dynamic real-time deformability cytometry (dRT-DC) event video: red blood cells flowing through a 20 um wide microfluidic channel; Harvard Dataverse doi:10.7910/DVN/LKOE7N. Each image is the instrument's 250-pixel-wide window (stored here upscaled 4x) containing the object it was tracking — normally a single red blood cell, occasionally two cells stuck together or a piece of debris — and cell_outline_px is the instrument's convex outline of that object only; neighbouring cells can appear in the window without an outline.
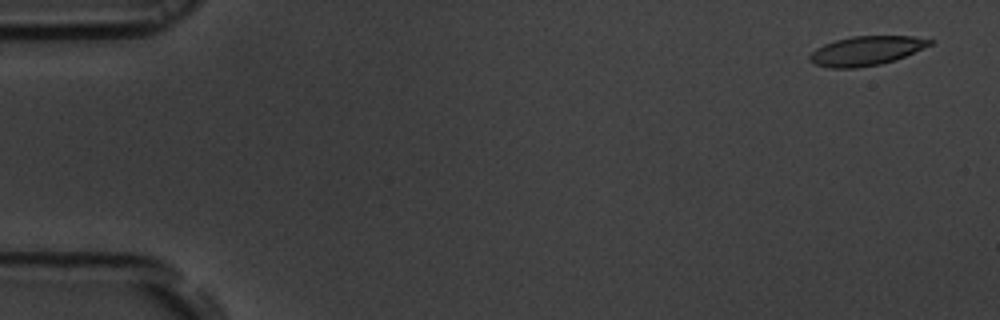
{"species": "common noctule bat (a hibernating species)", "species_latin": "Nyctalus noctula", "temperature_condition": "room temperature", "stored_images_in_passage": 56, "camera_frame_rate_fps": 3000, "um_per_image_px": 0.085, "animal": {"sex": "male", "body_mass_g": 19.5, "forearm_length_mm": 54.6}, "frame": {"image": 1, "passage_image": 3, "time_ms": 0.667, "image_size_px": [1000, 320], "cell_outline_px": [[936, 40], [932, 44], [904, 56], [880, 64], [856, 68], [828, 68], [812, 64], [808, 60], [808, 56], [816, 48], [824, 44], [836, 40], [852, 36], [912, 36]], "centroid_in_image_um": [73.58, 4.32], "position_along_channel_um": 11.4, "area_um2": 20.46}}
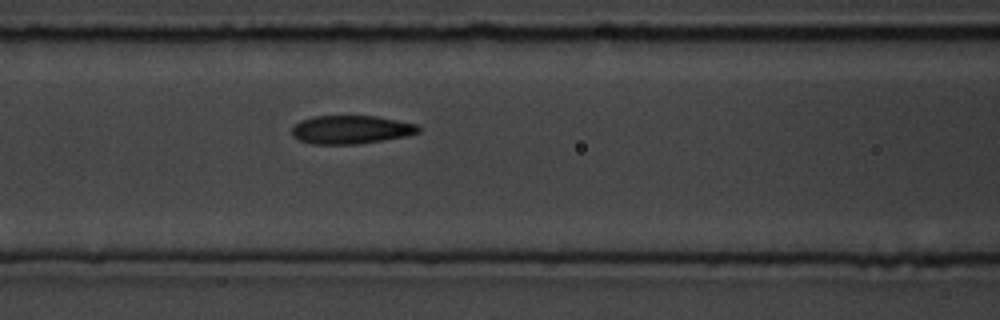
{"frame": {"image": 2, "passage_image": 24, "time_ms": 7.667, "image_size_px": [1000, 320], "cell_outline_px": [[420, 132], [408, 136], [384, 140], [356, 144], [312, 144], [300, 140], [292, 136], [292, 128], [300, 120], [312, 116], [376, 116], [416, 124], [420, 128]], "centroid_in_image_um": [29.83, 11.02], "position_along_channel_um": 136.8, "area_um2": 20.98}}
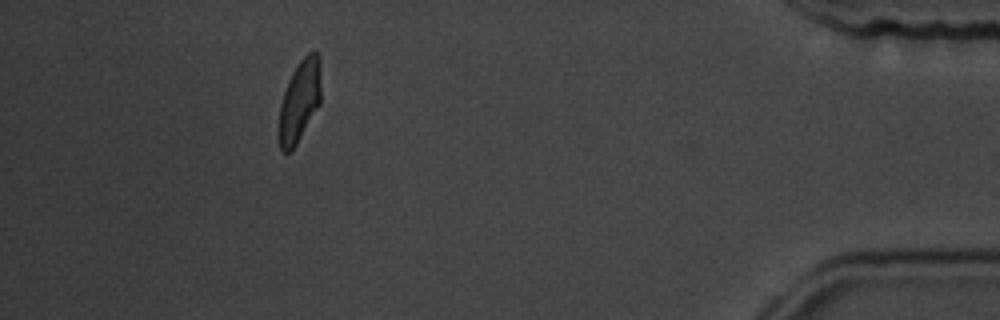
{"frame": {"image": 3, "passage_image": 51, "time_ms": 16.667, "image_size_px": [1000, 320], "cell_outline_px": [[320, 104], [296, 144], [288, 152], [280, 152], [276, 132], [276, 128], [280, 104], [288, 80], [292, 72], [300, 60], [312, 48], [316, 48], [320, 56]], "centroid_in_image_um": [25.43, 8.57], "position_along_channel_um": 409.8, "area_um2": 20.69}, "authors_computed_cell_mechanics": {"area_um2": 21.097, "velocity_mm_per_s": 3.6699, "shape_relaxation_time_tau1_ms": 4.283, "shape_relaxation_time_tau2_ms": 1.8934, "deformation_change_tau1": 0.1549, "deformation_change_tau2": 0.0832}}